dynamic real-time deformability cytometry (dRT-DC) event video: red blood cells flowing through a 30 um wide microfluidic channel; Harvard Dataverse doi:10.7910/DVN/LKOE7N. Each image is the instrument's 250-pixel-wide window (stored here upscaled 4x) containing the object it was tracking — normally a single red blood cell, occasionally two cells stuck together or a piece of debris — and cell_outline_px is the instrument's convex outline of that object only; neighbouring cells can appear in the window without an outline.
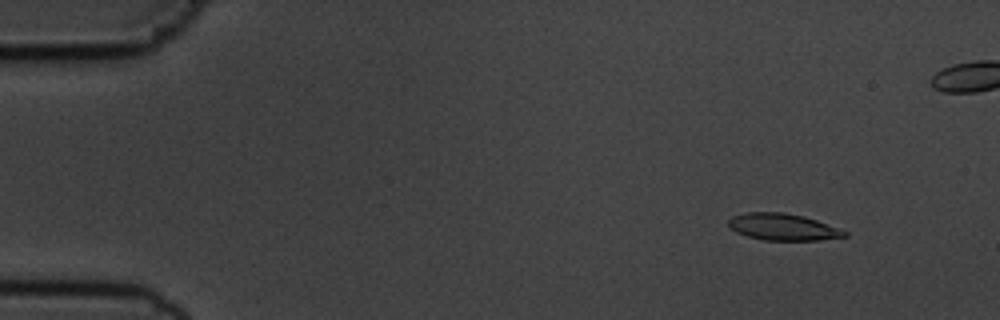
{"species": "common noctule bat (a hibernating species)", "species_latin": "Nyctalus noctula", "temperature_condition": "cold", "stored_images_in_passage": 56, "camera_frame_rate_fps": 3000, "um_per_image_px": 0.085, "animal": {"sex": "male", "body_mass_g": 19.5, "forearm_length_mm": 54.6}, "frame": {"image": 1, "passage_image": 6, "time_ms": 1.667, "image_size_px": [1000, 320], "cell_outline_px": [[848, 236], [820, 240], [764, 240], [748, 236], [736, 232], [728, 228], [728, 220], [732, 216], [748, 212], [784, 212], [804, 216], [816, 220], [848, 232]], "centroid_in_image_um": [66.52, 19.29], "position_along_channel_um": 18.5, "area_um2": 18.09}}
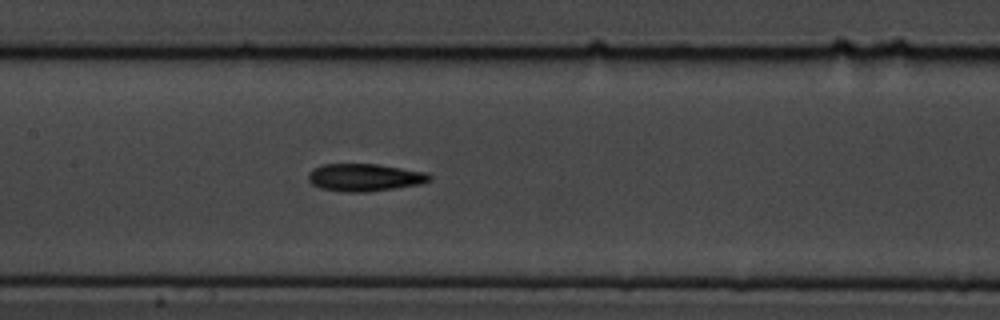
{"frame": {"image": 2, "passage_image": 27, "time_ms": 8.667, "image_size_px": [1000, 320], "cell_outline_px": [[432, 180], [420, 184], [396, 188], [368, 192], [344, 192], [320, 188], [312, 184], [308, 180], [308, 172], [312, 168], [320, 164], [376, 164], [424, 172], [432, 176]], "centroid_in_image_um": [30.95, 15.08], "position_along_channel_um": 176.5, "area_um2": 19.54}}
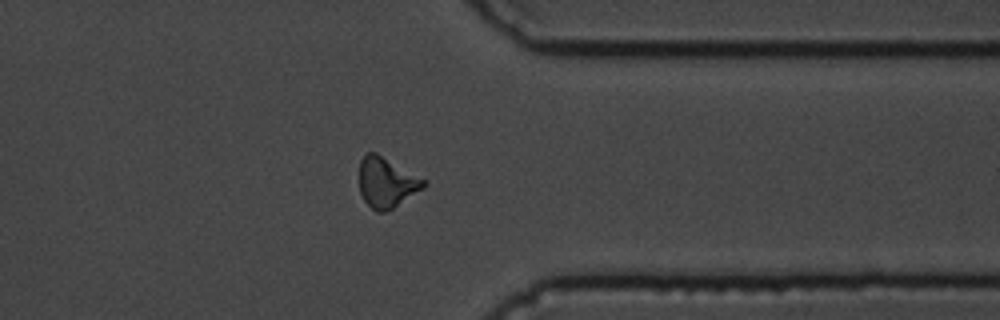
{"frame": {"image": 3, "passage_image": 44, "time_ms": 14.333, "image_size_px": [1000, 320], "cell_outline_px": [[428, 180], [424, 188], [392, 208], [384, 212], [376, 212], [364, 200], [360, 192], [360, 160], [368, 152], [376, 152]], "centroid_in_image_um": [32.88, 15.49], "position_along_channel_um": 378.5, "area_um2": 18.84}}